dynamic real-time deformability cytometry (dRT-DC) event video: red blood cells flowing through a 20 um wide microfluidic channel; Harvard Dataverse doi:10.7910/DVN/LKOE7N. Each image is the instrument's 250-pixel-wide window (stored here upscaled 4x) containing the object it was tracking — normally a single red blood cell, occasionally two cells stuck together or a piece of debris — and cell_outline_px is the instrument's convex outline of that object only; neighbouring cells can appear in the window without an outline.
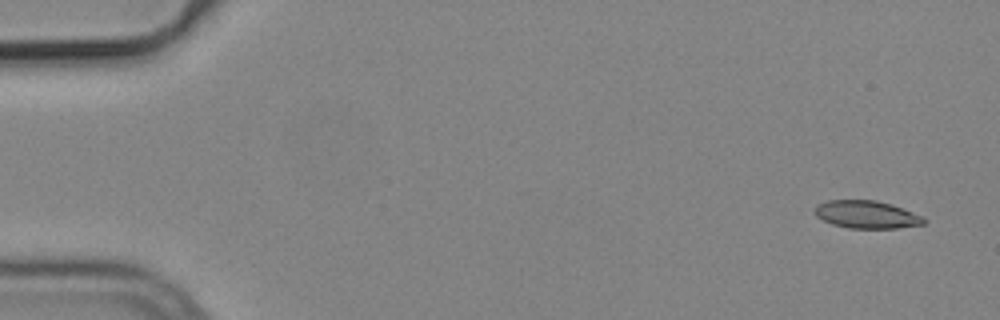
{"species": "common noctule bat (a hibernating species)", "species_latin": "Nyctalus noctula", "temperature_condition": "cold", "stored_images_in_passage": 6, "segment_of_instrument_passage": [1, 2], "camera_frame_rate_fps": 3000, "um_per_image_px": 0.085, "animal": {"sex": "male", "body_mass_g": 19.2, "forearm_length_mm": 51.8}, "frame": {"image": 1, "passage_image": 1, "time_ms": 0.0, "image_size_px": [1000, 320], "cell_outline_px": [[924, 224], [896, 228], [848, 228], [832, 224], [816, 216], [812, 212], [816, 204], [828, 200], [876, 200], [892, 204], [924, 216]], "centroid_in_image_um": [73.63, 18.22], "position_along_channel_um": 11.4, "area_um2": 17.74}}
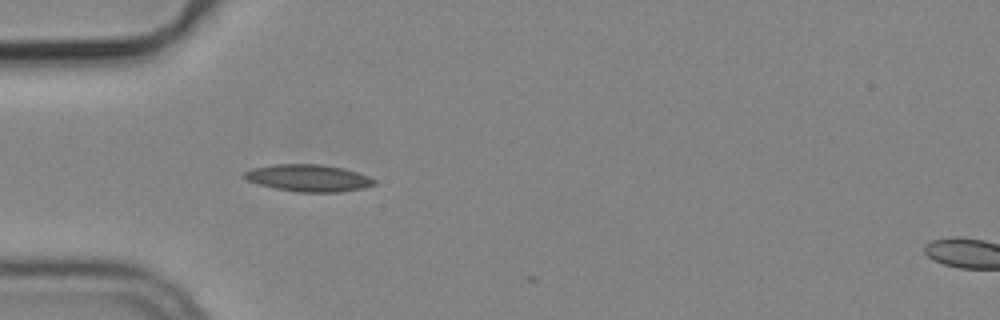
{"frame": {"image": 2, "passage_image": 5, "time_ms": 1.333, "image_size_px": [1000, 320], "cell_outline_px": [[376, 184], [364, 188], [340, 192], [296, 192], [272, 188], [248, 180], [240, 176], [244, 172], [252, 168], [272, 164], [320, 164], [344, 168], [368, 176], [376, 180]], "centroid_in_image_um": [26.2, 15.13], "position_along_channel_um": 58.8, "area_um2": 20.63}}